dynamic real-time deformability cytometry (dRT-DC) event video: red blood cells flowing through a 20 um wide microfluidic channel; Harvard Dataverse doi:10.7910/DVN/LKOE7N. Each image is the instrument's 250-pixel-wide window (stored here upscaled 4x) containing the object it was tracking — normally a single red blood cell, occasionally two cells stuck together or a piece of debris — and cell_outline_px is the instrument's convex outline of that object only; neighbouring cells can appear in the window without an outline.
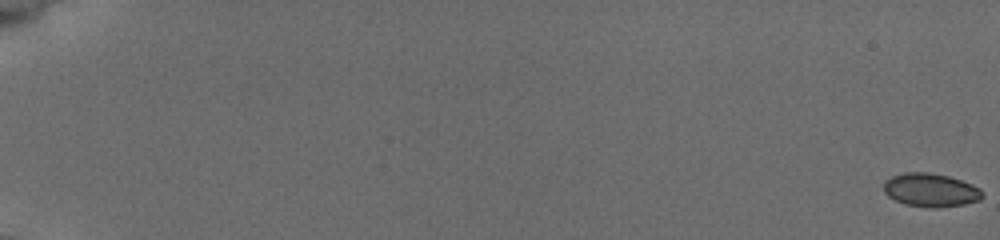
{"species": "common noctule bat (a hibernating species)", "species_latin": "Nyctalus noctula", "temperature_condition": "cold", "stored_images_in_passage": 58, "camera_frame_rate_fps": 3000, "um_per_image_px": 0.085, "animal": {"sex": "female", "body_mass_g": 19.5, "forearm_length_mm": 54.1}, "frame": {"image": 1, "passage_image": 1, "time_ms": 0.0, "image_size_px": [1000, 240], "cell_outline_px": [[984, 196], [980, 200], [964, 204], [936, 208], [932, 208], [904, 204], [888, 196], [884, 192], [884, 180], [892, 176], [904, 172], [928, 172], [948, 176], [972, 184], [980, 188], [984, 192]], "centroid_in_image_um": [79.12, 16.15], "position_along_channel_um": 5.9, "area_um2": 19.36}}
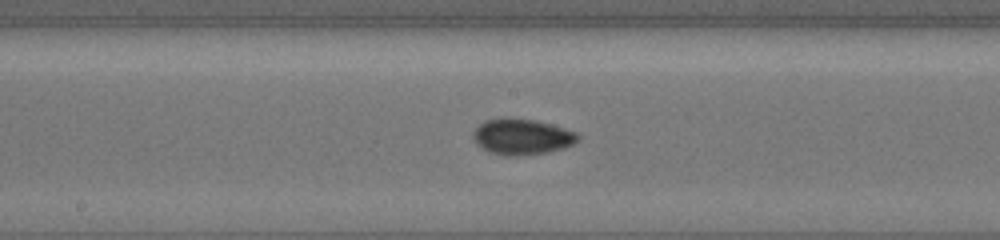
{"frame": {"image": 2, "passage_image": 34, "time_ms": 11.0, "image_size_px": [1000, 240], "cell_outline_px": [[580, 140], [564, 148], [548, 152], [516, 156], [504, 156], [492, 152], [476, 144], [472, 136], [472, 132], [484, 120], [504, 116], [532, 120], [564, 128], [576, 132], [580, 136]], "centroid_in_image_um": [44.34, 11.61], "position_along_channel_um": 203.9, "area_um2": 21.96}}
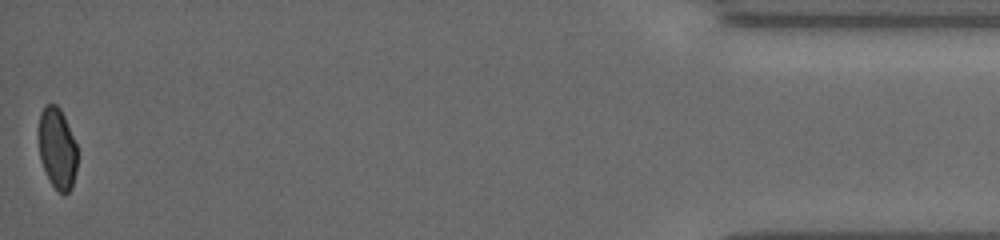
{"frame": {"image": 3, "passage_image": 58, "time_ms": 19.0, "image_size_px": [1000, 240], "cell_outline_px": [[76, 172], [72, 188], [64, 196], [48, 180], [40, 160], [36, 136], [36, 132], [40, 112], [44, 104], [56, 104], [60, 108], [64, 116], [76, 144]], "centroid_in_image_um": [4.81, 12.59], "position_along_channel_um": 430.4, "area_um2": 18.9}, "authors_computed_cell_mechanics": {"area_um2": 19.8832, "velocity_mm_per_s": 3.7784, "shape_relaxation_time_tau1_ms": 3.8943, "shape_relaxation_time_tau2_ms": 2.921, "deformation_change_tau1": 0.0989, "deformation_change_tau2": 0.0367}}